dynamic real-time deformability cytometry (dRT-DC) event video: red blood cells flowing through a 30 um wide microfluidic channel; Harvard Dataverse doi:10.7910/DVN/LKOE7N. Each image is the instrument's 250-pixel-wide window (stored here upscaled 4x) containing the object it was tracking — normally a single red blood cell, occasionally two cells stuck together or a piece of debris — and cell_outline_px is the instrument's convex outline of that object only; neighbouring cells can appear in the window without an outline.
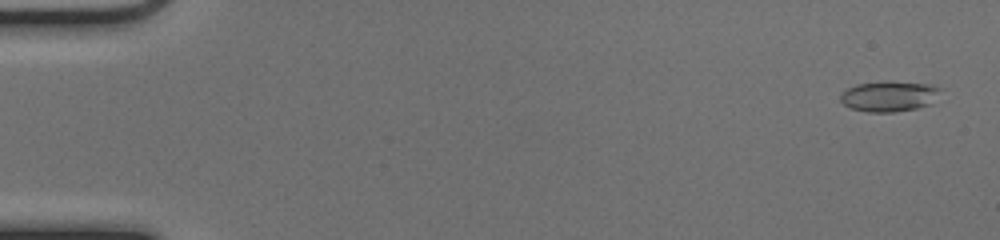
{"species": "common noctule bat (a hibernating species)", "species_latin": "Nyctalus noctula", "temperature_condition": "cold", "stored_images_in_passage": 18, "camera_frame_rate_fps": 3000, "um_per_image_px": 0.085, "animal": {"sex": "female", "body_mass_g": 17.0, "forearm_length_mm": 48.0}, "frame": {"image": 1, "passage_image": 2, "time_ms": 0.333, "image_size_px": [1000, 240], "cell_outline_px": [[944, 88], [928, 104], [916, 108], [892, 112], [868, 112], [852, 108], [844, 104], [840, 100], [840, 96], [848, 88], [856, 84], [888, 80], [932, 84]], "centroid_in_image_um": [75.59, 8.15], "position_along_channel_um": 9.4, "area_um2": 17.8}}
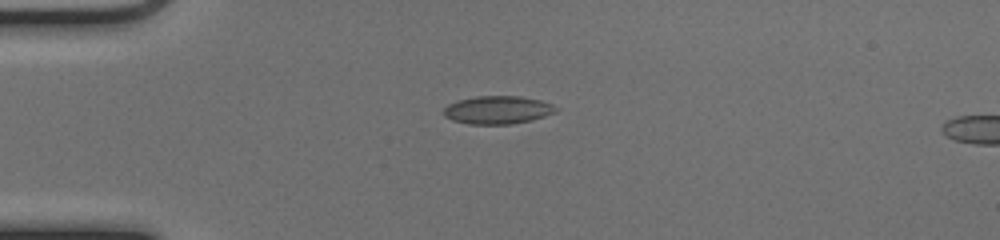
{"frame": {"image": 2, "passage_image": 14, "time_ms": 4.333, "image_size_px": [1000, 240], "cell_outline_px": [[560, 108], [544, 116], [512, 124], [468, 124], [452, 120], [444, 116], [444, 108], [448, 104], [456, 100], [476, 96], [520, 96], [540, 100], [552, 104]], "centroid_in_image_um": [42.26, 9.33], "position_along_channel_um": 42.7, "area_um2": 18.26}}